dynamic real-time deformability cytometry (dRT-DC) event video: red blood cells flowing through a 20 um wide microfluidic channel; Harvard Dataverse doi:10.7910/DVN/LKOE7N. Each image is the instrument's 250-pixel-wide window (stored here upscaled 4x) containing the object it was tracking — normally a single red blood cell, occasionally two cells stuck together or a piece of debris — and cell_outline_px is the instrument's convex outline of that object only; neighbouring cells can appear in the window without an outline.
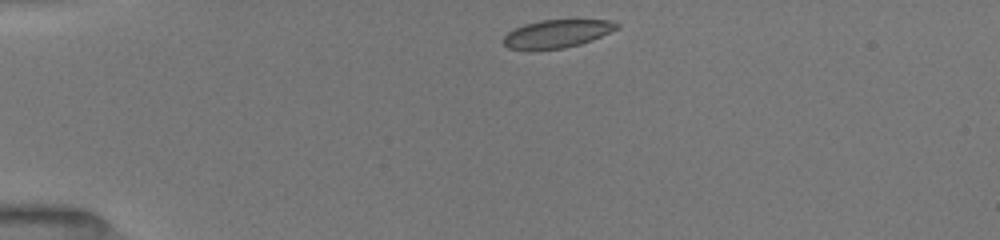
{"species": "common noctule bat (a hibernating species)", "species_latin": "Nyctalus noctula", "temperature_condition": "room temperature", "stored_images_in_passage": 52, "camera_frame_rate_fps": 3000, "um_per_image_px": 0.085, "animal": {"sex": "female", "body_mass_g": 19.5, "forearm_length_mm": 54.1}, "frame": {"image": 1, "passage_image": 1, "time_ms": 0.0, "image_size_px": [1000, 240], "cell_outline_px": [[620, 28], [592, 40], [580, 44], [564, 48], [532, 52], [528, 52], [508, 48], [504, 44], [504, 36], [508, 32], [524, 24], [540, 20], [612, 20], [620, 24]], "centroid_in_image_um": [47.33, 2.9], "position_along_channel_um": 37.7, "area_um2": 19.02}}
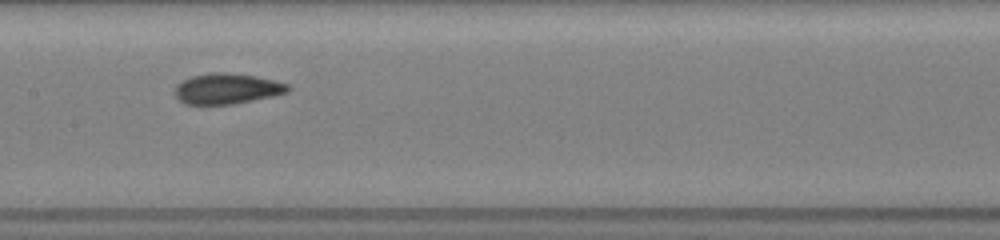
{"frame": {"image": 2, "passage_image": 20, "time_ms": 5.0, "image_size_px": [1000, 240], "cell_outline_px": [[292, 88], [288, 92], [272, 96], [232, 104], [184, 104], [172, 92], [176, 84], [192, 76], [208, 72], [224, 72], [256, 76], [288, 84]], "centroid_in_image_um": [19.26, 7.53], "position_along_channel_um": 188.1, "area_um2": 20.17}}
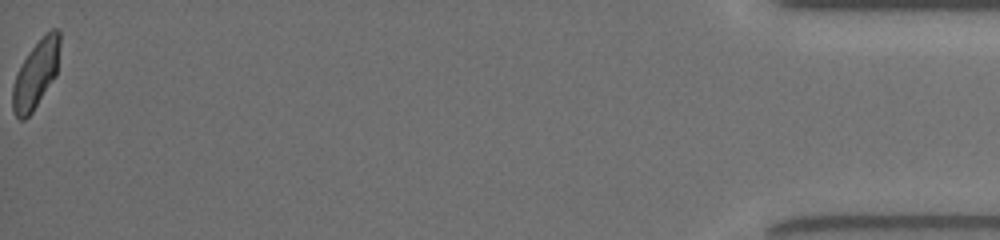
{"frame": {"image": 3, "passage_image": 51, "time_ms": 13.333, "image_size_px": [1000, 240], "cell_outline_px": [[60, 44], [56, 76], [32, 112], [24, 120], [20, 120], [16, 116], [12, 108], [12, 88], [16, 76], [28, 52], [52, 28], [60, 28]], "centroid_in_image_um": [3.06, 6.32], "position_along_channel_um": 432.1, "area_um2": 18.38}, "authors_computed_cell_mechanics": {"area_um2": 19.7098, "velocity_mm_per_s": 3.9968, "shape_relaxation_time_tau1_ms": 2.8599, "shape_relaxation_time_tau2_ms": 0.9857, "deformation_change_tau1": 0.1401, "deformation_change_tau2": 0.0695}}